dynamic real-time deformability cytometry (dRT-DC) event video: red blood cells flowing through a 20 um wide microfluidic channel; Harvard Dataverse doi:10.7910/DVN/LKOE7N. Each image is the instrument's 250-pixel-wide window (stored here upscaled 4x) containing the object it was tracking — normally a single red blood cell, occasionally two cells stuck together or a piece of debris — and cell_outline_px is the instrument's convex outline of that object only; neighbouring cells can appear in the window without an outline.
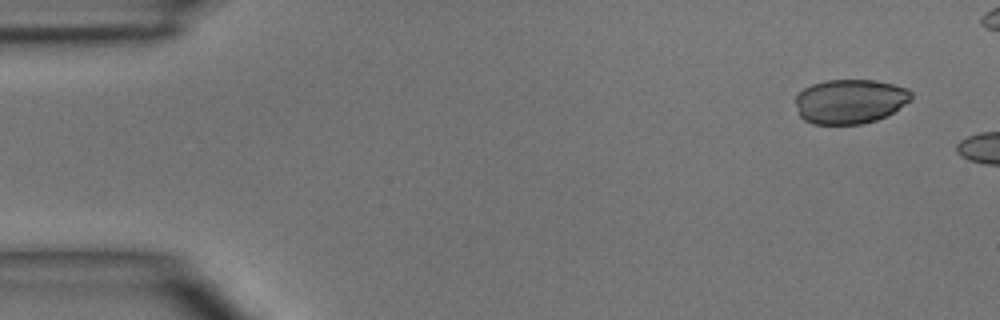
{"species": "common noctule bat (a hibernating species)", "species_latin": "Nyctalus noctula", "temperature_condition": "room temperature", "stored_images_in_passage": 3, "camera_frame_rate_fps": 3000, "um_per_image_px": 0.085, "animal": {"sex": "male", "body_mass_g": 15.6}, "frame": {"image": 1, "passage_image": 1, "time_ms": 0.0, "image_size_px": [1000, 320], "cell_outline_px": [[912, 100], [888, 116], [876, 120], [860, 124], [812, 124], [804, 120], [800, 116], [796, 104], [796, 96], [804, 88], [812, 84], [824, 80], [872, 80], [892, 84], [908, 88], [912, 92]], "centroid_in_image_um": [72.27, 8.62], "position_along_channel_um": 12.7, "area_um2": 30.17}}